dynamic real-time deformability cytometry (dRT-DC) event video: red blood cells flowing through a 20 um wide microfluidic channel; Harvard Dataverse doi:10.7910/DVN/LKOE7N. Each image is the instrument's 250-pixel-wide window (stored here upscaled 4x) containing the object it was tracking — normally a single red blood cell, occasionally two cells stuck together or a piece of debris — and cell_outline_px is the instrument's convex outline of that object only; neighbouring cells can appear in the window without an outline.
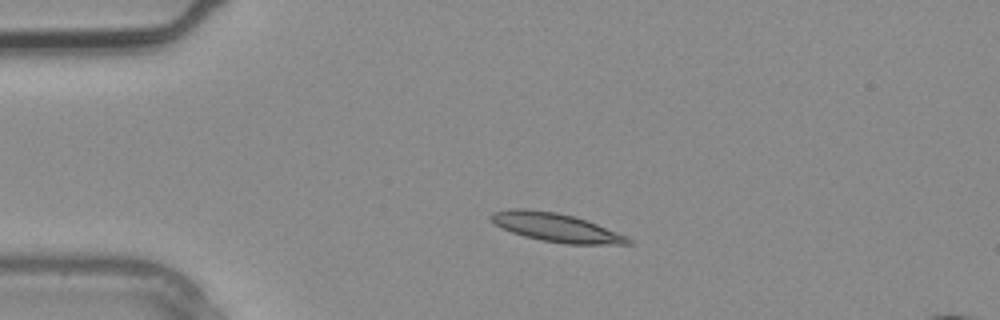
{"species": "common noctule bat (a hibernating species)", "species_latin": "Nyctalus noctula", "temperature_condition": "warm", "stored_images_in_passage": 3, "segment_of_instrument_passage": [1, 2], "camera_frame_rate_fps": 3000, "um_per_image_px": 0.085, "animal": {"sex": "male", "body_mass_g": 20.4}, "frame": {"image": 1, "passage_image": 2, "time_ms": 0.333, "image_size_px": [1000, 320], "cell_outline_px": [[632, 244], [568, 244], [540, 240], [524, 236], [500, 228], [488, 216], [492, 212], [512, 208], [524, 208], [556, 212], [588, 220], [628, 236], [632, 240]], "centroid_in_image_um": [47.27, 19.33], "position_along_channel_um": 37.7, "area_um2": 22.95}}